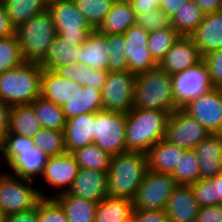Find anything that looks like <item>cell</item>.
Listing matches in <instances>:
<instances>
[{"mask_svg": "<svg viewBox=\"0 0 222 222\" xmlns=\"http://www.w3.org/2000/svg\"><path fill=\"white\" fill-rule=\"evenodd\" d=\"M169 116L162 110L132 108L126 113V150L146 153L164 139Z\"/></svg>", "mask_w": 222, "mask_h": 222, "instance_id": "cell-1", "label": "cell"}, {"mask_svg": "<svg viewBox=\"0 0 222 222\" xmlns=\"http://www.w3.org/2000/svg\"><path fill=\"white\" fill-rule=\"evenodd\" d=\"M2 160L12 171L8 173L23 179L33 180L41 176L48 156L34 145L33 138L7 132L0 142Z\"/></svg>", "mask_w": 222, "mask_h": 222, "instance_id": "cell-2", "label": "cell"}, {"mask_svg": "<svg viewBox=\"0 0 222 222\" xmlns=\"http://www.w3.org/2000/svg\"><path fill=\"white\" fill-rule=\"evenodd\" d=\"M147 169V154L142 151L112 156L107 172L108 196L133 200Z\"/></svg>", "mask_w": 222, "mask_h": 222, "instance_id": "cell-3", "label": "cell"}, {"mask_svg": "<svg viewBox=\"0 0 222 222\" xmlns=\"http://www.w3.org/2000/svg\"><path fill=\"white\" fill-rule=\"evenodd\" d=\"M133 108L176 110L171 75L157 66L136 74Z\"/></svg>", "mask_w": 222, "mask_h": 222, "instance_id": "cell-4", "label": "cell"}, {"mask_svg": "<svg viewBox=\"0 0 222 222\" xmlns=\"http://www.w3.org/2000/svg\"><path fill=\"white\" fill-rule=\"evenodd\" d=\"M39 63L23 62L0 74V99L10 107L28 105L40 97L41 74Z\"/></svg>", "mask_w": 222, "mask_h": 222, "instance_id": "cell-5", "label": "cell"}, {"mask_svg": "<svg viewBox=\"0 0 222 222\" xmlns=\"http://www.w3.org/2000/svg\"><path fill=\"white\" fill-rule=\"evenodd\" d=\"M24 62L40 63L56 36L54 22L47 9L15 28Z\"/></svg>", "mask_w": 222, "mask_h": 222, "instance_id": "cell-6", "label": "cell"}, {"mask_svg": "<svg viewBox=\"0 0 222 222\" xmlns=\"http://www.w3.org/2000/svg\"><path fill=\"white\" fill-rule=\"evenodd\" d=\"M33 182L6 171L0 173V210L4 216L29 210L41 198H50L41 189L34 188Z\"/></svg>", "mask_w": 222, "mask_h": 222, "instance_id": "cell-7", "label": "cell"}, {"mask_svg": "<svg viewBox=\"0 0 222 222\" xmlns=\"http://www.w3.org/2000/svg\"><path fill=\"white\" fill-rule=\"evenodd\" d=\"M56 34L62 40L76 41L82 45L94 28L85 16L77 9L74 0H63L48 6Z\"/></svg>", "mask_w": 222, "mask_h": 222, "instance_id": "cell-8", "label": "cell"}, {"mask_svg": "<svg viewBox=\"0 0 222 222\" xmlns=\"http://www.w3.org/2000/svg\"><path fill=\"white\" fill-rule=\"evenodd\" d=\"M126 113L100 111L95 113L94 144L111 156L127 152L125 146Z\"/></svg>", "mask_w": 222, "mask_h": 222, "instance_id": "cell-9", "label": "cell"}, {"mask_svg": "<svg viewBox=\"0 0 222 222\" xmlns=\"http://www.w3.org/2000/svg\"><path fill=\"white\" fill-rule=\"evenodd\" d=\"M172 88L176 109L214 88L206 63L202 59L186 70L172 74Z\"/></svg>", "mask_w": 222, "mask_h": 222, "instance_id": "cell-10", "label": "cell"}, {"mask_svg": "<svg viewBox=\"0 0 222 222\" xmlns=\"http://www.w3.org/2000/svg\"><path fill=\"white\" fill-rule=\"evenodd\" d=\"M177 185L170 174L147 169L133 199L134 208L165 209L168 199Z\"/></svg>", "mask_w": 222, "mask_h": 222, "instance_id": "cell-11", "label": "cell"}, {"mask_svg": "<svg viewBox=\"0 0 222 222\" xmlns=\"http://www.w3.org/2000/svg\"><path fill=\"white\" fill-rule=\"evenodd\" d=\"M136 74L108 72L101 95L105 111L128 113L133 108Z\"/></svg>", "mask_w": 222, "mask_h": 222, "instance_id": "cell-12", "label": "cell"}, {"mask_svg": "<svg viewBox=\"0 0 222 222\" xmlns=\"http://www.w3.org/2000/svg\"><path fill=\"white\" fill-rule=\"evenodd\" d=\"M211 134L196 119L190 117L182 109H176L170 114L164 140L184 150L195 146Z\"/></svg>", "mask_w": 222, "mask_h": 222, "instance_id": "cell-13", "label": "cell"}, {"mask_svg": "<svg viewBox=\"0 0 222 222\" xmlns=\"http://www.w3.org/2000/svg\"><path fill=\"white\" fill-rule=\"evenodd\" d=\"M181 109L210 133H222L221 87H214L206 94L189 101Z\"/></svg>", "mask_w": 222, "mask_h": 222, "instance_id": "cell-14", "label": "cell"}, {"mask_svg": "<svg viewBox=\"0 0 222 222\" xmlns=\"http://www.w3.org/2000/svg\"><path fill=\"white\" fill-rule=\"evenodd\" d=\"M123 35L129 72L138 74L158 66L147 47L149 32L146 29L134 24Z\"/></svg>", "mask_w": 222, "mask_h": 222, "instance_id": "cell-15", "label": "cell"}, {"mask_svg": "<svg viewBox=\"0 0 222 222\" xmlns=\"http://www.w3.org/2000/svg\"><path fill=\"white\" fill-rule=\"evenodd\" d=\"M79 171L75 157L68 152L58 156L48 157L41 177L45 183L57 192L49 194L50 198L65 193L72 186Z\"/></svg>", "mask_w": 222, "mask_h": 222, "instance_id": "cell-16", "label": "cell"}, {"mask_svg": "<svg viewBox=\"0 0 222 222\" xmlns=\"http://www.w3.org/2000/svg\"><path fill=\"white\" fill-rule=\"evenodd\" d=\"M203 59L191 36H180L158 66L170 75L186 70Z\"/></svg>", "mask_w": 222, "mask_h": 222, "instance_id": "cell-17", "label": "cell"}, {"mask_svg": "<svg viewBox=\"0 0 222 222\" xmlns=\"http://www.w3.org/2000/svg\"><path fill=\"white\" fill-rule=\"evenodd\" d=\"M199 162L200 179L222 174V133H211L193 149Z\"/></svg>", "mask_w": 222, "mask_h": 222, "instance_id": "cell-18", "label": "cell"}, {"mask_svg": "<svg viewBox=\"0 0 222 222\" xmlns=\"http://www.w3.org/2000/svg\"><path fill=\"white\" fill-rule=\"evenodd\" d=\"M67 192L70 195L99 203L108 196L107 172L79 168L78 174Z\"/></svg>", "mask_w": 222, "mask_h": 222, "instance_id": "cell-19", "label": "cell"}, {"mask_svg": "<svg viewBox=\"0 0 222 222\" xmlns=\"http://www.w3.org/2000/svg\"><path fill=\"white\" fill-rule=\"evenodd\" d=\"M199 208L191 185H177L168 199L165 211L169 222H196Z\"/></svg>", "mask_w": 222, "mask_h": 222, "instance_id": "cell-20", "label": "cell"}, {"mask_svg": "<svg viewBox=\"0 0 222 222\" xmlns=\"http://www.w3.org/2000/svg\"><path fill=\"white\" fill-rule=\"evenodd\" d=\"M66 120L85 113L103 111L101 90L74 84V95L62 105Z\"/></svg>", "mask_w": 222, "mask_h": 222, "instance_id": "cell-21", "label": "cell"}, {"mask_svg": "<svg viewBox=\"0 0 222 222\" xmlns=\"http://www.w3.org/2000/svg\"><path fill=\"white\" fill-rule=\"evenodd\" d=\"M94 120L95 113L80 114L67 120L63 130L66 152L72 153L94 142Z\"/></svg>", "mask_w": 222, "mask_h": 222, "instance_id": "cell-22", "label": "cell"}, {"mask_svg": "<svg viewBox=\"0 0 222 222\" xmlns=\"http://www.w3.org/2000/svg\"><path fill=\"white\" fill-rule=\"evenodd\" d=\"M191 37L202 56L222 48V10L205 14Z\"/></svg>", "mask_w": 222, "mask_h": 222, "instance_id": "cell-23", "label": "cell"}, {"mask_svg": "<svg viewBox=\"0 0 222 222\" xmlns=\"http://www.w3.org/2000/svg\"><path fill=\"white\" fill-rule=\"evenodd\" d=\"M78 63L92 69L109 71V54L106 34L94 29L81 45Z\"/></svg>", "mask_w": 222, "mask_h": 222, "instance_id": "cell-24", "label": "cell"}, {"mask_svg": "<svg viewBox=\"0 0 222 222\" xmlns=\"http://www.w3.org/2000/svg\"><path fill=\"white\" fill-rule=\"evenodd\" d=\"M72 79H66L53 70L43 69L41 74L40 96L56 105L62 106L74 95Z\"/></svg>", "mask_w": 222, "mask_h": 222, "instance_id": "cell-25", "label": "cell"}, {"mask_svg": "<svg viewBox=\"0 0 222 222\" xmlns=\"http://www.w3.org/2000/svg\"><path fill=\"white\" fill-rule=\"evenodd\" d=\"M81 45L76 41L62 40L56 34L45 58L39 63L43 69L55 70L58 67L77 64Z\"/></svg>", "mask_w": 222, "mask_h": 222, "instance_id": "cell-26", "label": "cell"}, {"mask_svg": "<svg viewBox=\"0 0 222 222\" xmlns=\"http://www.w3.org/2000/svg\"><path fill=\"white\" fill-rule=\"evenodd\" d=\"M185 150L162 139L147 152L148 169L171 174Z\"/></svg>", "mask_w": 222, "mask_h": 222, "instance_id": "cell-27", "label": "cell"}, {"mask_svg": "<svg viewBox=\"0 0 222 222\" xmlns=\"http://www.w3.org/2000/svg\"><path fill=\"white\" fill-rule=\"evenodd\" d=\"M135 22L132 4L128 0H116L98 30L104 34H123Z\"/></svg>", "mask_w": 222, "mask_h": 222, "instance_id": "cell-28", "label": "cell"}, {"mask_svg": "<svg viewBox=\"0 0 222 222\" xmlns=\"http://www.w3.org/2000/svg\"><path fill=\"white\" fill-rule=\"evenodd\" d=\"M62 207L69 222H94L98 203L68 192L53 197Z\"/></svg>", "mask_w": 222, "mask_h": 222, "instance_id": "cell-29", "label": "cell"}, {"mask_svg": "<svg viewBox=\"0 0 222 222\" xmlns=\"http://www.w3.org/2000/svg\"><path fill=\"white\" fill-rule=\"evenodd\" d=\"M58 75L66 79H72L75 83L82 86H89L102 90L109 71L92 69L87 65L79 63L58 67L54 70Z\"/></svg>", "mask_w": 222, "mask_h": 222, "instance_id": "cell-30", "label": "cell"}, {"mask_svg": "<svg viewBox=\"0 0 222 222\" xmlns=\"http://www.w3.org/2000/svg\"><path fill=\"white\" fill-rule=\"evenodd\" d=\"M42 129L33 107L28 105L12 106L9 112V132L32 138Z\"/></svg>", "mask_w": 222, "mask_h": 222, "instance_id": "cell-31", "label": "cell"}, {"mask_svg": "<svg viewBox=\"0 0 222 222\" xmlns=\"http://www.w3.org/2000/svg\"><path fill=\"white\" fill-rule=\"evenodd\" d=\"M133 200L106 196L96 208L94 222H120L133 214Z\"/></svg>", "mask_w": 222, "mask_h": 222, "instance_id": "cell-32", "label": "cell"}, {"mask_svg": "<svg viewBox=\"0 0 222 222\" xmlns=\"http://www.w3.org/2000/svg\"><path fill=\"white\" fill-rule=\"evenodd\" d=\"M3 5L14 28L48 9L44 0H5Z\"/></svg>", "mask_w": 222, "mask_h": 222, "instance_id": "cell-33", "label": "cell"}, {"mask_svg": "<svg viewBox=\"0 0 222 222\" xmlns=\"http://www.w3.org/2000/svg\"><path fill=\"white\" fill-rule=\"evenodd\" d=\"M205 13L194 1L187 2L170 19V25L181 35L191 36L203 21Z\"/></svg>", "mask_w": 222, "mask_h": 222, "instance_id": "cell-34", "label": "cell"}, {"mask_svg": "<svg viewBox=\"0 0 222 222\" xmlns=\"http://www.w3.org/2000/svg\"><path fill=\"white\" fill-rule=\"evenodd\" d=\"M30 105L33 107L42 128L64 130L67 120L62 106L47 101L41 96L36 98Z\"/></svg>", "mask_w": 222, "mask_h": 222, "instance_id": "cell-35", "label": "cell"}, {"mask_svg": "<svg viewBox=\"0 0 222 222\" xmlns=\"http://www.w3.org/2000/svg\"><path fill=\"white\" fill-rule=\"evenodd\" d=\"M71 154L79 168L108 172L111 165L112 156L94 143L76 149Z\"/></svg>", "mask_w": 222, "mask_h": 222, "instance_id": "cell-36", "label": "cell"}, {"mask_svg": "<svg viewBox=\"0 0 222 222\" xmlns=\"http://www.w3.org/2000/svg\"><path fill=\"white\" fill-rule=\"evenodd\" d=\"M170 175L178 185H191L200 179L199 162L193 149L182 153Z\"/></svg>", "mask_w": 222, "mask_h": 222, "instance_id": "cell-37", "label": "cell"}, {"mask_svg": "<svg viewBox=\"0 0 222 222\" xmlns=\"http://www.w3.org/2000/svg\"><path fill=\"white\" fill-rule=\"evenodd\" d=\"M180 36L171 25L167 28L149 32L147 47L158 64Z\"/></svg>", "mask_w": 222, "mask_h": 222, "instance_id": "cell-38", "label": "cell"}, {"mask_svg": "<svg viewBox=\"0 0 222 222\" xmlns=\"http://www.w3.org/2000/svg\"><path fill=\"white\" fill-rule=\"evenodd\" d=\"M32 138L34 145L48 157L58 156L66 152L63 130L42 128Z\"/></svg>", "mask_w": 222, "mask_h": 222, "instance_id": "cell-39", "label": "cell"}, {"mask_svg": "<svg viewBox=\"0 0 222 222\" xmlns=\"http://www.w3.org/2000/svg\"><path fill=\"white\" fill-rule=\"evenodd\" d=\"M116 0H74L77 9L94 29H98Z\"/></svg>", "mask_w": 222, "mask_h": 222, "instance_id": "cell-40", "label": "cell"}, {"mask_svg": "<svg viewBox=\"0 0 222 222\" xmlns=\"http://www.w3.org/2000/svg\"><path fill=\"white\" fill-rule=\"evenodd\" d=\"M24 62L16 34L0 38V74Z\"/></svg>", "mask_w": 222, "mask_h": 222, "instance_id": "cell-41", "label": "cell"}, {"mask_svg": "<svg viewBox=\"0 0 222 222\" xmlns=\"http://www.w3.org/2000/svg\"><path fill=\"white\" fill-rule=\"evenodd\" d=\"M106 40L109 54V72L128 71L124 35L106 34Z\"/></svg>", "mask_w": 222, "mask_h": 222, "instance_id": "cell-42", "label": "cell"}, {"mask_svg": "<svg viewBox=\"0 0 222 222\" xmlns=\"http://www.w3.org/2000/svg\"><path fill=\"white\" fill-rule=\"evenodd\" d=\"M193 195L200 207L217 205L215 177L199 179L191 184Z\"/></svg>", "mask_w": 222, "mask_h": 222, "instance_id": "cell-43", "label": "cell"}, {"mask_svg": "<svg viewBox=\"0 0 222 222\" xmlns=\"http://www.w3.org/2000/svg\"><path fill=\"white\" fill-rule=\"evenodd\" d=\"M38 222H69L64 210L54 198H41L38 202Z\"/></svg>", "mask_w": 222, "mask_h": 222, "instance_id": "cell-44", "label": "cell"}, {"mask_svg": "<svg viewBox=\"0 0 222 222\" xmlns=\"http://www.w3.org/2000/svg\"><path fill=\"white\" fill-rule=\"evenodd\" d=\"M135 16V24L146 29L148 32L170 26V18L160 8L152 9L144 14Z\"/></svg>", "mask_w": 222, "mask_h": 222, "instance_id": "cell-45", "label": "cell"}, {"mask_svg": "<svg viewBox=\"0 0 222 222\" xmlns=\"http://www.w3.org/2000/svg\"><path fill=\"white\" fill-rule=\"evenodd\" d=\"M207 65L210 80L214 87H222V48L213 50L203 56Z\"/></svg>", "mask_w": 222, "mask_h": 222, "instance_id": "cell-46", "label": "cell"}, {"mask_svg": "<svg viewBox=\"0 0 222 222\" xmlns=\"http://www.w3.org/2000/svg\"><path fill=\"white\" fill-rule=\"evenodd\" d=\"M135 222H169L165 209H137L133 210Z\"/></svg>", "mask_w": 222, "mask_h": 222, "instance_id": "cell-47", "label": "cell"}, {"mask_svg": "<svg viewBox=\"0 0 222 222\" xmlns=\"http://www.w3.org/2000/svg\"><path fill=\"white\" fill-rule=\"evenodd\" d=\"M196 222H222V205L200 207Z\"/></svg>", "mask_w": 222, "mask_h": 222, "instance_id": "cell-48", "label": "cell"}, {"mask_svg": "<svg viewBox=\"0 0 222 222\" xmlns=\"http://www.w3.org/2000/svg\"><path fill=\"white\" fill-rule=\"evenodd\" d=\"M4 222H38V203L29 210L4 216Z\"/></svg>", "mask_w": 222, "mask_h": 222, "instance_id": "cell-49", "label": "cell"}, {"mask_svg": "<svg viewBox=\"0 0 222 222\" xmlns=\"http://www.w3.org/2000/svg\"><path fill=\"white\" fill-rule=\"evenodd\" d=\"M135 11V15H140L149 10L160 8V0H128Z\"/></svg>", "mask_w": 222, "mask_h": 222, "instance_id": "cell-50", "label": "cell"}, {"mask_svg": "<svg viewBox=\"0 0 222 222\" xmlns=\"http://www.w3.org/2000/svg\"><path fill=\"white\" fill-rule=\"evenodd\" d=\"M193 0H160V9L171 19L187 2Z\"/></svg>", "mask_w": 222, "mask_h": 222, "instance_id": "cell-51", "label": "cell"}, {"mask_svg": "<svg viewBox=\"0 0 222 222\" xmlns=\"http://www.w3.org/2000/svg\"><path fill=\"white\" fill-rule=\"evenodd\" d=\"M15 34V28L11 25L3 3L0 2V38Z\"/></svg>", "mask_w": 222, "mask_h": 222, "instance_id": "cell-52", "label": "cell"}, {"mask_svg": "<svg viewBox=\"0 0 222 222\" xmlns=\"http://www.w3.org/2000/svg\"><path fill=\"white\" fill-rule=\"evenodd\" d=\"M10 106L0 99V142L9 129Z\"/></svg>", "mask_w": 222, "mask_h": 222, "instance_id": "cell-53", "label": "cell"}, {"mask_svg": "<svg viewBox=\"0 0 222 222\" xmlns=\"http://www.w3.org/2000/svg\"><path fill=\"white\" fill-rule=\"evenodd\" d=\"M196 5L205 13H214L222 10V0H193Z\"/></svg>", "mask_w": 222, "mask_h": 222, "instance_id": "cell-54", "label": "cell"}, {"mask_svg": "<svg viewBox=\"0 0 222 222\" xmlns=\"http://www.w3.org/2000/svg\"><path fill=\"white\" fill-rule=\"evenodd\" d=\"M215 191H216L217 205H222V174L215 176Z\"/></svg>", "mask_w": 222, "mask_h": 222, "instance_id": "cell-55", "label": "cell"}, {"mask_svg": "<svg viewBox=\"0 0 222 222\" xmlns=\"http://www.w3.org/2000/svg\"><path fill=\"white\" fill-rule=\"evenodd\" d=\"M63 0H44V2L46 3L47 6L53 4V3H57V2H61Z\"/></svg>", "mask_w": 222, "mask_h": 222, "instance_id": "cell-56", "label": "cell"}, {"mask_svg": "<svg viewBox=\"0 0 222 222\" xmlns=\"http://www.w3.org/2000/svg\"><path fill=\"white\" fill-rule=\"evenodd\" d=\"M120 222H135V221H134V218H133V214H132L129 218H127V219H125V220H122V221H120Z\"/></svg>", "mask_w": 222, "mask_h": 222, "instance_id": "cell-57", "label": "cell"}, {"mask_svg": "<svg viewBox=\"0 0 222 222\" xmlns=\"http://www.w3.org/2000/svg\"><path fill=\"white\" fill-rule=\"evenodd\" d=\"M0 222H4V214L0 210Z\"/></svg>", "mask_w": 222, "mask_h": 222, "instance_id": "cell-58", "label": "cell"}]
</instances>
